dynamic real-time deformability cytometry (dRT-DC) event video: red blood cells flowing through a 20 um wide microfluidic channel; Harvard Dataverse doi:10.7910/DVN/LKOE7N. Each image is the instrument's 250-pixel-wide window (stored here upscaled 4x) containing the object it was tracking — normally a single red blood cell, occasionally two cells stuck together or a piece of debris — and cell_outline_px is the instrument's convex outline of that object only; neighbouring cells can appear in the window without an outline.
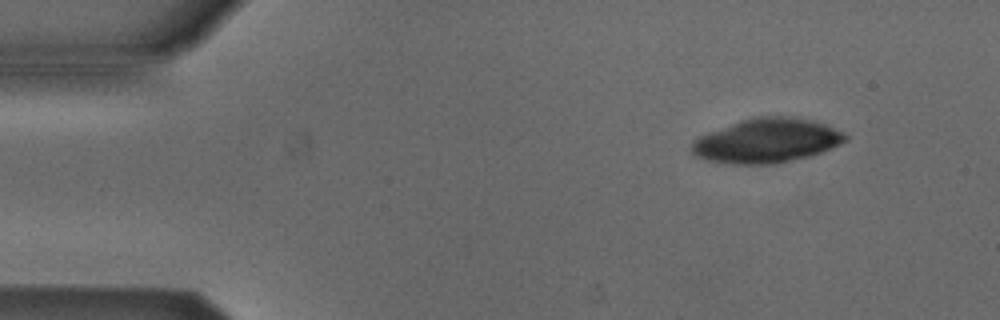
{"species": "Egyptian fruit bat (a non-hibernating species)", "species_latin": "Rousettus aegyptiacus", "temperature_condition": "cold", "stored_images_in_passage": 5, "camera_frame_rate_fps": 3000, "um_per_image_px": 0.085, "animal": {"sex": "male"}, "frame": {"image": 1, "passage_image": 2, "time_ms": 0.333, "image_size_px": [1000, 320], "cell_outline_px": [[848, 140], [832, 148], [808, 156], [776, 164], [732, 164], [708, 160], [696, 156], [692, 152], [692, 140], [708, 132], [740, 120], [752, 116], [796, 116], [812, 120], [824, 124], [844, 132], [848, 136]], "centroid_in_image_um": [65.19, 11.94], "position_along_channel_um": 19.8, "area_um2": 39.82}}